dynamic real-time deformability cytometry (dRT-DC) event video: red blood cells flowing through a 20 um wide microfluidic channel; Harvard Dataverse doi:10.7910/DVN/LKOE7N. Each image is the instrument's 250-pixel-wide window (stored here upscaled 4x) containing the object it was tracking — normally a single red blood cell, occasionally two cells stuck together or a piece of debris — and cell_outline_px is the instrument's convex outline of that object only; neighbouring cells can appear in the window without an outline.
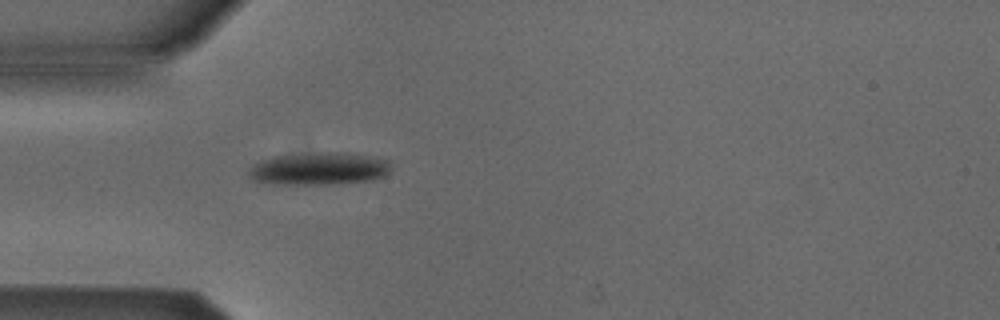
{"species": "Egyptian fruit bat (a non-hibernating species)", "species_latin": "Rousettus aegyptiacus", "temperature_condition": "cold", "stored_images_in_passage": 1, "camera_frame_rate_fps": 3000, "um_per_image_px": 0.085, "animal": {"sex": "male"}, "frame": {"image": 1, "passage_image": 1, "time_ms": 0.0, "image_size_px": [1000, 320], "cell_outline_px": [[392, 168], [384, 176], [372, 180], [328, 184], [272, 184], [252, 180], [248, 176], [248, 168], [252, 164], [260, 160], [272, 156], [324, 152], [344, 152], [368, 156], [388, 160]], "centroid_in_image_um": [27.06, 14.34], "position_along_channel_um": 57.9, "area_um2": 27.17}}